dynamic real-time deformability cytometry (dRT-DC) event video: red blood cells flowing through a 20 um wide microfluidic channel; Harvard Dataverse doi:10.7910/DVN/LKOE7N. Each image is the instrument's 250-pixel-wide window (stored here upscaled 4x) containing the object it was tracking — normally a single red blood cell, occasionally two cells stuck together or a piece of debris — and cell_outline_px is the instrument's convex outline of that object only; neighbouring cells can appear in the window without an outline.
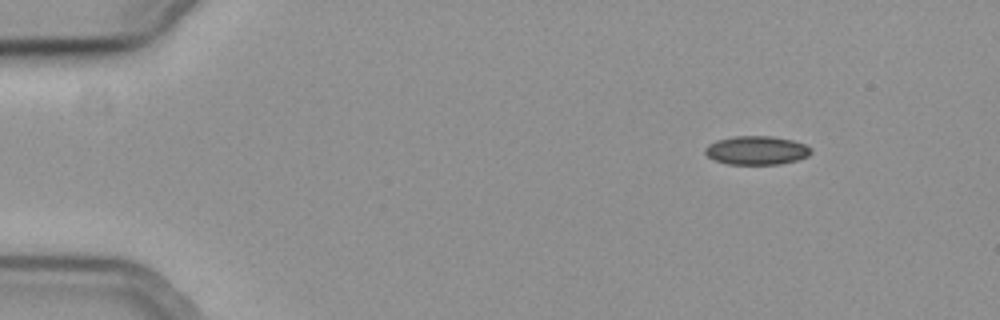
{"species": "common noctule bat (a hibernating species)", "species_latin": "Nyctalus noctula", "temperature_condition": "cold", "stored_images_in_passage": 50, "camera_frame_rate_fps": 3000, "um_per_image_px": 0.085, "animal": {"sex": "female", "body_mass_g": 19.3, "forearm_length_mm": 54.1}, "frame": {"image": 1, "passage_image": 1, "time_ms": 0.0, "image_size_px": [1000, 320], "cell_outline_px": [[812, 152], [808, 156], [796, 160], [780, 164], [728, 164], [716, 160], [708, 156], [704, 152], [704, 148], [708, 144], [716, 140], [736, 136], [772, 136], [792, 140], [804, 144], [812, 148]], "centroid_in_image_um": [64.31, 12.77], "position_along_channel_um": 20.7, "area_um2": 17.69}}
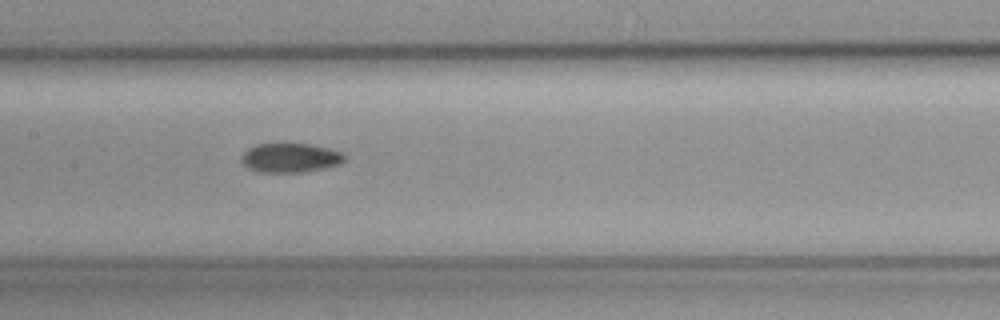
{"frame": {"image": 2, "passage_image": 22, "time_ms": 7.0, "image_size_px": [1000, 320], "cell_outline_px": [[344, 160], [340, 164], [324, 168], [300, 172], [256, 172], [248, 168], [240, 160], [240, 156], [248, 148], [256, 144], [308, 144], [328, 148], [340, 152], [344, 156]], "centroid_in_image_um": [24.62, 13.42], "position_along_channel_um": 182.8, "area_um2": 17.46}}
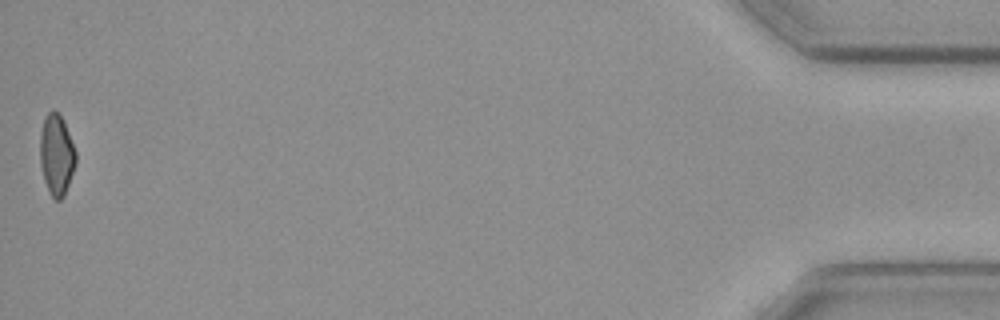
{"frame": {"image": 3, "passage_image": 50, "time_ms": 16.333, "image_size_px": [1000, 320], "cell_outline_px": [[76, 164], [64, 196], [60, 200], [56, 200], [52, 196], [44, 180], [40, 164], [40, 132], [44, 116], [52, 108], [60, 112], [76, 152]], "centroid_in_image_um": [4.8, 13.1], "position_along_channel_um": 430.4, "area_um2": 16.99}}